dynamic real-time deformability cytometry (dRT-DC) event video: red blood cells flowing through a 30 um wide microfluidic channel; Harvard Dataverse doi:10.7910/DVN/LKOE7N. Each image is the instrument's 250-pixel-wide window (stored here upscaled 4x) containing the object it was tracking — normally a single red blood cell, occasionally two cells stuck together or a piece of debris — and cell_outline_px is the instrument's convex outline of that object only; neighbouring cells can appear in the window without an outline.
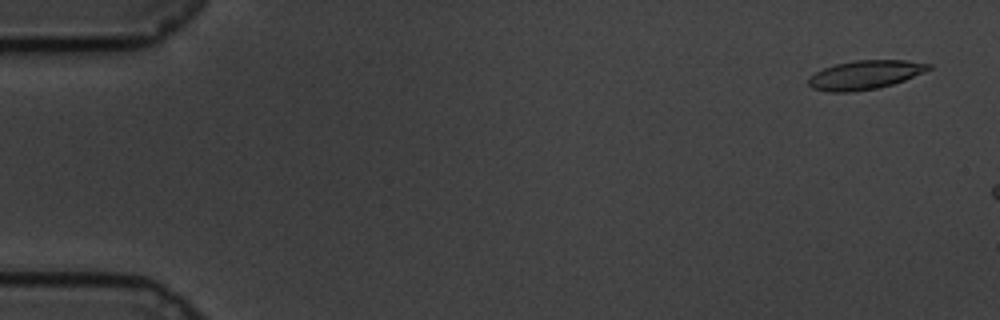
{"species": "common noctule bat (a hibernating species)", "species_latin": "Nyctalus noctula", "temperature_condition": "cold", "stored_images_in_passage": 9, "camera_frame_rate_fps": 3000, "um_per_image_px": 0.085, "animal": {"sex": "male", "body_mass_g": 19.5, "forearm_length_mm": 54.6}, "frame": {"image": 1, "passage_image": 3, "time_ms": 0.667, "image_size_px": [1000, 320], "cell_outline_px": [[932, 68], [904, 80], [880, 88], [848, 92], [828, 92], [812, 88], [808, 84], [808, 76], [824, 68], [836, 64], [856, 60], [908, 60], [932, 64]], "centroid_in_image_um": [73.51, 6.36], "position_along_channel_um": 11.5, "area_um2": 20.23}}